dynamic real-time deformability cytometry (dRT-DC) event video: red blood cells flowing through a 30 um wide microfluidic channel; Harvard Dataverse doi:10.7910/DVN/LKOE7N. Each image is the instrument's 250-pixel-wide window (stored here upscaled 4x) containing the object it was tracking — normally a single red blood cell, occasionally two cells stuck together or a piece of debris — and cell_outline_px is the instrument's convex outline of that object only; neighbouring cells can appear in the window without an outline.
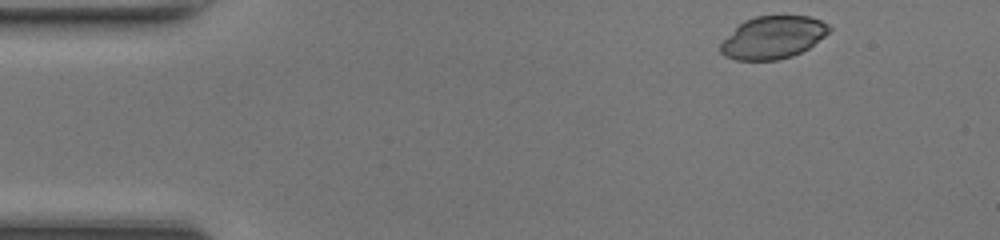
{"species": "common noctule bat (a hibernating species)", "species_latin": "Nyctalus noctula", "temperature_condition": "room temperature", "stored_images_in_passage": 43, "camera_frame_rate_fps": 3000, "um_per_image_px": 0.085, "animal": {"sex": "female", "body_mass_g": 17.0, "forearm_length_mm": 48.0}, "frame": {"image": 1, "passage_image": 1, "time_ms": 0.0, "image_size_px": [1000, 240], "cell_outline_px": [[832, 28], [824, 36], [808, 48], [792, 56], [776, 60], [736, 60], [724, 56], [720, 52], [720, 44], [744, 20], [756, 16], [808, 16], [820, 20], [828, 24]], "centroid_in_image_um": [65.7, 3.19], "position_along_channel_um": 19.3, "area_um2": 26.65}}
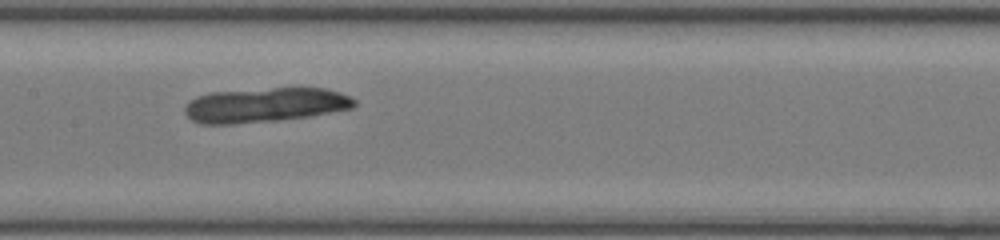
{"frame": {"image": 2, "passage_image": 19, "time_ms": 6.0, "image_size_px": [1000, 240], "cell_outline_px": [[356, 104], [352, 108], [308, 116], [276, 120], [232, 124], [200, 124], [192, 120], [184, 112], [184, 108], [188, 100], [196, 96], [212, 92], [272, 88], [324, 88], [340, 92], [356, 100]], "centroid_in_image_um": [22.48, 8.92], "position_along_channel_um": 184.9, "area_um2": 34.04}}
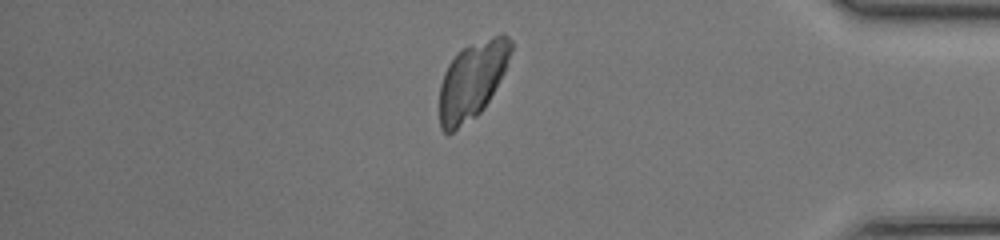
{"frame": {"image": 3, "passage_image": 36, "time_ms": 11.667, "image_size_px": [1000, 240], "cell_outline_px": [[512, 48], [504, 72], [484, 108], [476, 116], [452, 132], [444, 132], [440, 128], [440, 84], [444, 72], [448, 64], [464, 48], [472, 44], [500, 32], [508, 36], [512, 40]], "centroid_in_image_um": [40.14, 6.81], "position_along_channel_um": 395.1, "area_um2": 31.73}}